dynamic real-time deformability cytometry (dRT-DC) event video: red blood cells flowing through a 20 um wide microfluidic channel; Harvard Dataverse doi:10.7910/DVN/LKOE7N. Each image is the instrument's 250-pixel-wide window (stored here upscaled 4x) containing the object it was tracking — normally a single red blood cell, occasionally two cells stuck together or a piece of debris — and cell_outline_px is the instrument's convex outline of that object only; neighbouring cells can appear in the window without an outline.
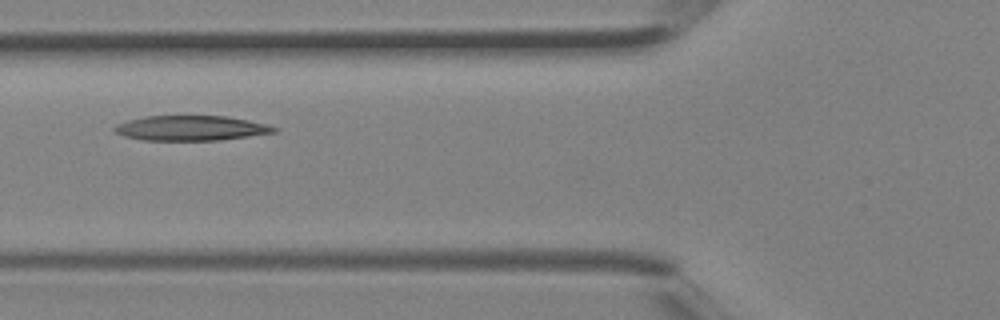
{"species": "Egyptian fruit bat (a non-hibernating species)", "species_latin": "Rousettus aegyptiacus", "temperature_condition": "room temperature", "stored_images_in_passage": 2, "camera_frame_rate_fps": 3000, "um_per_image_px": 0.085, "animal": {"sex": "female"}, "frame": {"image": 1, "passage_image": 2, "time_ms": 0.333, "image_size_px": [1000, 320], "cell_outline_px": [[280, 128], [276, 132], [220, 140], [144, 140], [124, 136], [116, 132], [112, 128], [116, 124], [128, 120], [144, 116], [224, 116], [248, 120]], "centroid_in_image_um": [16.21, 10.89], "position_along_channel_um": 109.6, "area_um2": 23.06}}